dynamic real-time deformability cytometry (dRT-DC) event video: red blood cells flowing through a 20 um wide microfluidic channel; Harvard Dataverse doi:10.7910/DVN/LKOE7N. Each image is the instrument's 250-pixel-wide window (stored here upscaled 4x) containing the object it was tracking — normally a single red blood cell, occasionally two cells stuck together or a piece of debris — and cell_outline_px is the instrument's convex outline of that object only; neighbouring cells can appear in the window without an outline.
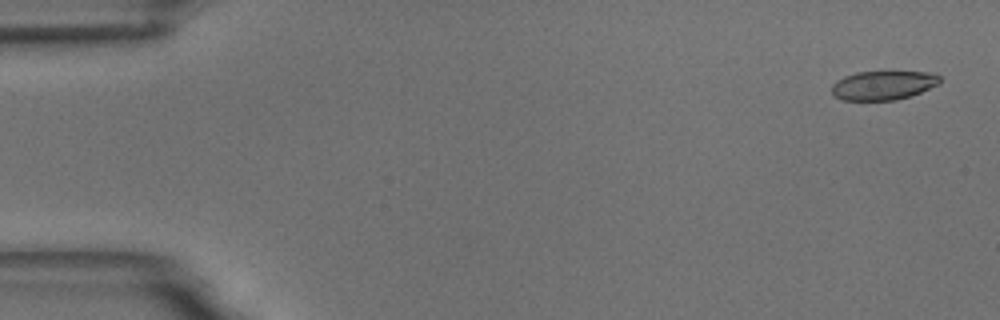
{"species": "common noctule bat (a hibernating species)", "species_latin": "Nyctalus noctula", "temperature_condition": "room temperature", "stored_images_in_passage": 55, "camera_frame_rate_fps": 3000, "um_per_image_px": 0.085, "animal": {"sex": "male", "body_mass_g": 18.8}, "frame": {"image": 1, "passage_image": 2, "time_ms": 0.333, "image_size_px": [1000, 320], "cell_outline_px": [[940, 84], [920, 92], [896, 100], [840, 100], [832, 96], [832, 84], [836, 80], [844, 76], [856, 72], [928, 72], [940, 76]], "centroid_in_image_um": [75.03, 7.25], "position_along_channel_um": 10.0, "area_um2": 18.32}}
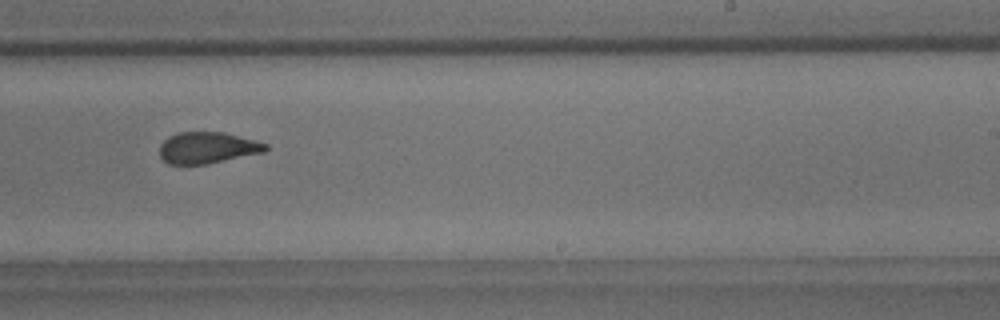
{"frame": {"image": 2, "passage_image": 34, "time_ms": 11.0, "image_size_px": [1000, 320], "cell_outline_px": [[268, 148], [264, 152], [204, 164], [168, 164], [160, 156], [160, 144], [168, 136], [180, 132], [224, 132], [256, 140], [268, 144]], "centroid_in_image_um": [17.63, 12.54], "position_along_channel_um": 271.4, "area_um2": 19.31}}
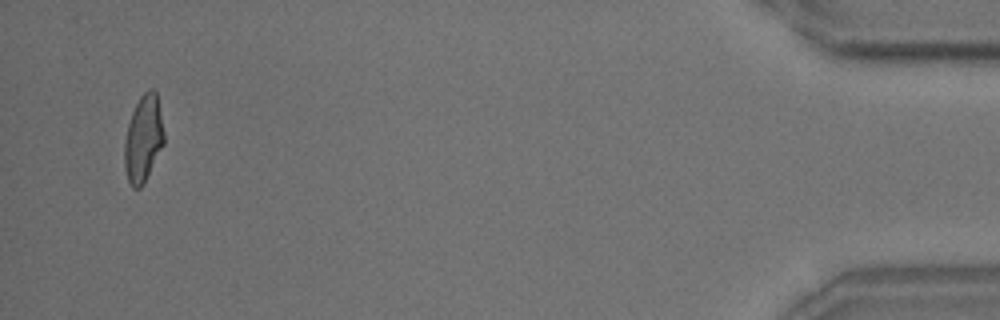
{"frame": {"image": 3, "passage_image": 53, "time_ms": 17.333, "image_size_px": [1000, 320], "cell_outline_px": [[164, 144], [144, 184], [140, 188], [132, 188], [128, 180], [124, 164], [124, 140], [128, 124], [132, 112], [140, 96], [148, 88], [152, 88], [156, 92], [164, 132]], "centroid_in_image_um": [12.18, 11.8], "position_along_channel_um": 423.0, "area_um2": 20.06}, "authors_computed_cell_mechanics": {"area_um2": 20.1144, "velocity_mm_per_s": 3.6767, "shape_relaxation_time_tau1_ms": 4.1662, "shape_relaxation_time_tau2_ms": 1.575, "deformation_change_tau1": 0.1755, "deformation_change_tau2": 0.0951}}